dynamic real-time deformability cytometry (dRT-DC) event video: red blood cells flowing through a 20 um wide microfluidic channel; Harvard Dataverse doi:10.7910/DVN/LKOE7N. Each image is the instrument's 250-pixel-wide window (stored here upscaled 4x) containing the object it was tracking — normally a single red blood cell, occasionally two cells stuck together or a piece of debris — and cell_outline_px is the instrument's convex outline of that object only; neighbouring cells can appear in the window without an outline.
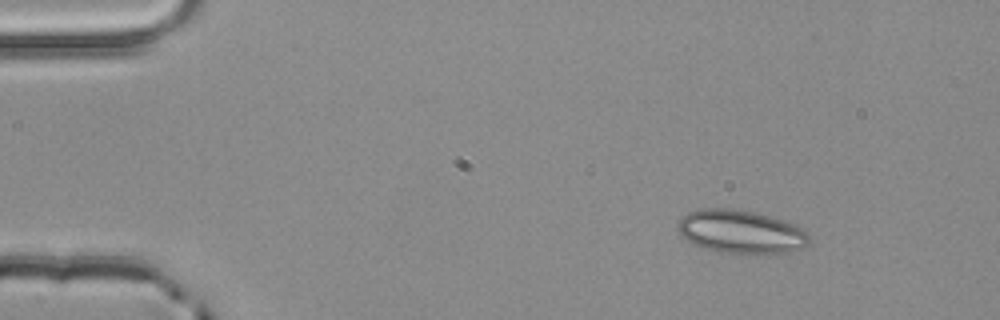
{"species": "common noctule bat (a hibernating species)", "species_latin": "Nyctalus noctula", "temperature_condition": "room temperature", "stored_images_in_passage": 2, "camera_frame_rate_fps": 3000, "um_per_image_px": 0.085, "animal": {"sex": "male", "body_mass_g": 20.4}, "frame": {"image": 1, "passage_image": 1, "time_ms": 0.0, "image_size_px": [1000, 320], "cell_outline_px": [[812, 236], [808, 244], [800, 248], [788, 252], [764, 256], [716, 252], [692, 244], [680, 236], [676, 228], [676, 224], [688, 212], [700, 208], [732, 208], [752, 212], [784, 220], [796, 224], [804, 228]], "centroid_in_image_um": [62.99, 19.73], "position_along_channel_um": 22.0, "area_um2": 34.28}}